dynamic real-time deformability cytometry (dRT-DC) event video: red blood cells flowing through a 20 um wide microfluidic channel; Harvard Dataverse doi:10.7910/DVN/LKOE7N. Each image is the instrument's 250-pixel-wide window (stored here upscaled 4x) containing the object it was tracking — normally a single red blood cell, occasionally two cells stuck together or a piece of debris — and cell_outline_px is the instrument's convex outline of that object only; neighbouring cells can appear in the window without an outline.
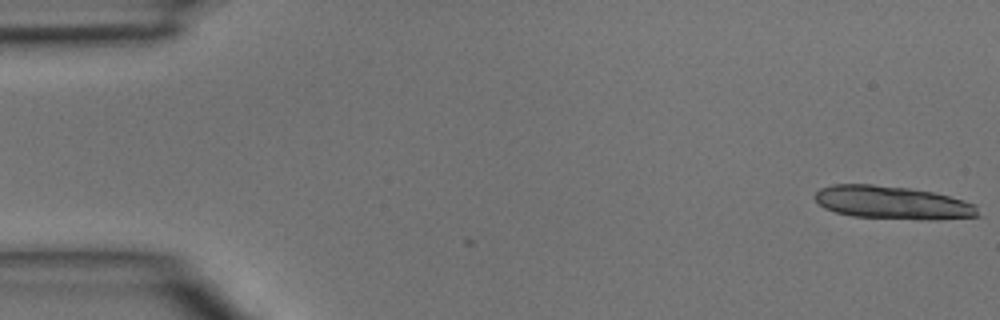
{"species": "common noctule bat (a hibernating species)", "species_latin": "Nyctalus noctula", "temperature_condition": "room temperature", "stored_images_in_passage": 4, "segment_of_instrument_passage": [2, 2], "camera_frame_rate_fps": 3000, "um_per_image_px": 0.085, "animal": {"sex": "male", "body_mass_g": 15.6}, "frame": {"image": 1, "passage_image": 4, "time_ms": 1.0, "image_size_px": [1000, 320], "cell_outline_px": [[980, 216], [920, 220], [852, 216], [836, 212], [824, 208], [816, 200], [816, 192], [820, 188], [832, 184], [872, 184], [908, 188], [932, 192], [964, 200], [976, 204]], "centroid_in_image_um": [75.86, 17.22], "position_along_channel_um": 9.1, "area_um2": 31.33}}